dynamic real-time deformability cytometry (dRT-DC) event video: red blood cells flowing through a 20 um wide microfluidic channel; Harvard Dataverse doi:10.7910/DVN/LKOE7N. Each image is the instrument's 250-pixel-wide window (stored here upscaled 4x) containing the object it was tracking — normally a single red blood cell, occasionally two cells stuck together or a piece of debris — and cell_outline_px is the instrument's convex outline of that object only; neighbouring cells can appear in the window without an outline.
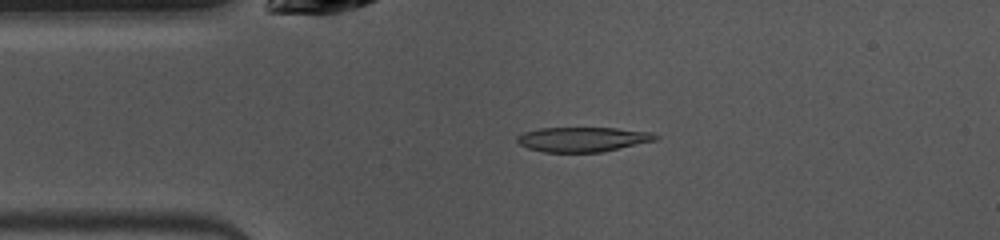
{"species": "common noctule bat (a hibernating species)", "species_latin": "Nyctalus noctula", "temperature_condition": "warm", "stored_images_in_passage": 48, "camera_frame_rate_fps": 3000, "um_per_image_px": 0.085, "animal": {"sex": "female", "body_mass_g": 10.0, "forearm_length_mm": 53.1}, "frame": {"image": 1, "passage_image": 9, "time_ms": 2.667, "image_size_px": [1000, 240], "cell_outline_px": [[660, 136], [656, 140], [600, 152], [544, 152], [528, 148], [520, 144], [516, 140], [516, 136], [524, 132], [540, 128], [616, 128], [652, 132]], "centroid_in_image_um": [49.52, 11.84], "position_along_channel_um": 35.5, "area_um2": 19.83}}
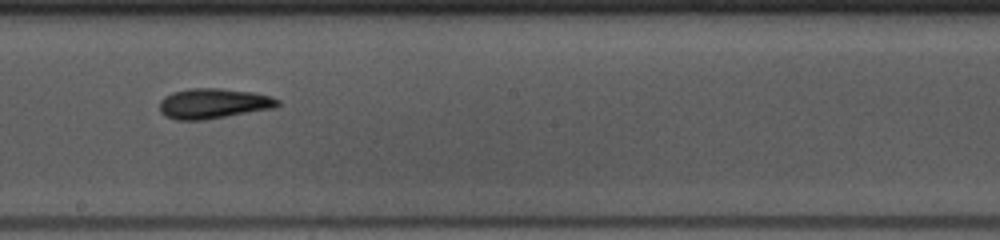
{"frame": {"image": 2, "passage_image": 25, "time_ms": 8.0, "image_size_px": [1000, 240], "cell_outline_px": [[280, 104], [276, 108], [204, 120], [176, 120], [164, 116], [160, 112], [160, 100], [164, 96], [172, 92], [188, 88], [220, 88], [252, 92], [272, 96], [280, 100]], "centroid_in_image_um": [18.14, 8.8], "position_along_channel_um": 230.1, "area_um2": 21.1}}
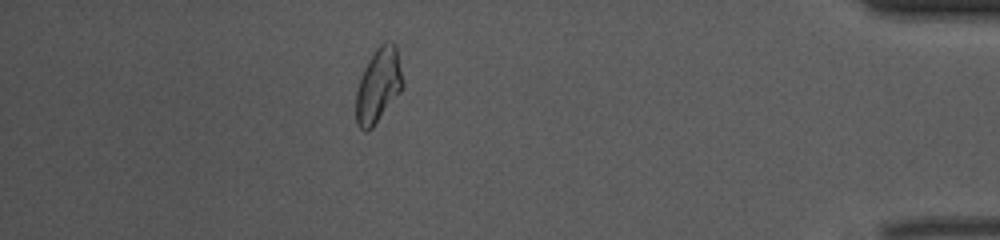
{"frame": {"image": 3, "passage_image": 42, "time_ms": 13.667, "image_size_px": [1000, 240], "cell_outline_px": [[404, 88], [372, 128], [368, 132], [364, 132], [356, 124], [356, 92], [360, 76], [368, 60], [376, 48], [380, 44], [388, 40], [396, 44], [404, 80]], "centroid_in_image_um": [32.18, 7.25], "position_along_channel_um": 403.0, "area_um2": 20.69}, "authors_computed_cell_mechanics": {"area_um2": 20.1433, "velocity_mm_per_s": 3.9719, "shape_relaxation_time_tau1_ms": 3.5588, "shape_relaxation_time_tau2_ms": null, "deformation_change_tau1": 0.1494, "deformation_change_tau2": null}}